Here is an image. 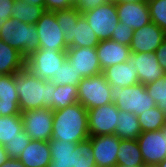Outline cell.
Segmentation results:
<instances>
[{"label":"cell","mask_w":166,"mask_h":167,"mask_svg":"<svg viewBox=\"0 0 166 167\" xmlns=\"http://www.w3.org/2000/svg\"><path fill=\"white\" fill-rule=\"evenodd\" d=\"M137 141L145 166H157L166 159V122L160 130L141 132Z\"/></svg>","instance_id":"cell-8"},{"label":"cell","mask_w":166,"mask_h":167,"mask_svg":"<svg viewBox=\"0 0 166 167\" xmlns=\"http://www.w3.org/2000/svg\"><path fill=\"white\" fill-rule=\"evenodd\" d=\"M72 0H45V11L64 10L74 7Z\"/></svg>","instance_id":"cell-37"},{"label":"cell","mask_w":166,"mask_h":167,"mask_svg":"<svg viewBox=\"0 0 166 167\" xmlns=\"http://www.w3.org/2000/svg\"><path fill=\"white\" fill-rule=\"evenodd\" d=\"M18 159L25 167H47L51 162L49 141L31 140Z\"/></svg>","instance_id":"cell-18"},{"label":"cell","mask_w":166,"mask_h":167,"mask_svg":"<svg viewBox=\"0 0 166 167\" xmlns=\"http://www.w3.org/2000/svg\"><path fill=\"white\" fill-rule=\"evenodd\" d=\"M14 83L21 113L39 108L52 109V95L56 85L51 81L39 79L24 67L14 74Z\"/></svg>","instance_id":"cell-1"},{"label":"cell","mask_w":166,"mask_h":167,"mask_svg":"<svg viewBox=\"0 0 166 167\" xmlns=\"http://www.w3.org/2000/svg\"><path fill=\"white\" fill-rule=\"evenodd\" d=\"M26 1L30 6L37 5L45 8V0H23Z\"/></svg>","instance_id":"cell-43"},{"label":"cell","mask_w":166,"mask_h":167,"mask_svg":"<svg viewBox=\"0 0 166 167\" xmlns=\"http://www.w3.org/2000/svg\"><path fill=\"white\" fill-rule=\"evenodd\" d=\"M117 165L146 167L137 139H121L117 151Z\"/></svg>","instance_id":"cell-24"},{"label":"cell","mask_w":166,"mask_h":167,"mask_svg":"<svg viewBox=\"0 0 166 167\" xmlns=\"http://www.w3.org/2000/svg\"><path fill=\"white\" fill-rule=\"evenodd\" d=\"M166 39V33L154 22L134 31L130 44L131 53L155 52Z\"/></svg>","instance_id":"cell-14"},{"label":"cell","mask_w":166,"mask_h":167,"mask_svg":"<svg viewBox=\"0 0 166 167\" xmlns=\"http://www.w3.org/2000/svg\"><path fill=\"white\" fill-rule=\"evenodd\" d=\"M67 60L83 79L102 73L95 47H73L66 51Z\"/></svg>","instance_id":"cell-12"},{"label":"cell","mask_w":166,"mask_h":167,"mask_svg":"<svg viewBox=\"0 0 166 167\" xmlns=\"http://www.w3.org/2000/svg\"><path fill=\"white\" fill-rule=\"evenodd\" d=\"M93 156L96 167L117 166V151L119 150V139L115 134L90 136Z\"/></svg>","instance_id":"cell-13"},{"label":"cell","mask_w":166,"mask_h":167,"mask_svg":"<svg viewBox=\"0 0 166 167\" xmlns=\"http://www.w3.org/2000/svg\"><path fill=\"white\" fill-rule=\"evenodd\" d=\"M81 80L82 78L77 74L74 67H71V63L66 60L58 70L57 75L49 81L54 85L78 86Z\"/></svg>","instance_id":"cell-32"},{"label":"cell","mask_w":166,"mask_h":167,"mask_svg":"<svg viewBox=\"0 0 166 167\" xmlns=\"http://www.w3.org/2000/svg\"><path fill=\"white\" fill-rule=\"evenodd\" d=\"M30 141L31 137L28 136L24 130H22L18 133L16 138L4 144L3 148L10 158L18 159Z\"/></svg>","instance_id":"cell-35"},{"label":"cell","mask_w":166,"mask_h":167,"mask_svg":"<svg viewBox=\"0 0 166 167\" xmlns=\"http://www.w3.org/2000/svg\"><path fill=\"white\" fill-rule=\"evenodd\" d=\"M38 37L39 49L67 51L65 35L56 21L55 12L45 11L35 24Z\"/></svg>","instance_id":"cell-9"},{"label":"cell","mask_w":166,"mask_h":167,"mask_svg":"<svg viewBox=\"0 0 166 167\" xmlns=\"http://www.w3.org/2000/svg\"><path fill=\"white\" fill-rule=\"evenodd\" d=\"M102 74L110 86L127 87L139 83L137 68L127 62L103 69Z\"/></svg>","instance_id":"cell-20"},{"label":"cell","mask_w":166,"mask_h":167,"mask_svg":"<svg viewBox=\"0 0 166 167\" xmlns=\"http://www.w3.org/2000/svg\"><path fill=\"white\" fill-rule=\"evenodd\" d=\"M119 22L125 23L134 31L151 22L148 3H116Z\"/></svg>","instance_id":"cell-16"},{"label":"cell","mask_w":166,"mask_h":167,"mask_svg":"<svg viewBox=\"0 0 166 167\" xmlns=\"http://www.w3.org/2000/svg\"><path fill=\"white\" fill-rule=\"evenodd\" d=\"M13 1L14 0H0V31L5 21L11 18Z\"/></svg>","instance_id":"cell-38"},{"label":"cell","mask_w":166,"mask_h":167,"mask_svg":"<svg viewBox=\"0 0 166 167\" xmlns=\"http://www.w3.org/2000/svg\"><path fill=\"white\" fill-rule=\"evenodd\" d=\"M155 55L166 74V39L161 43L160 47L155 51Z\"/></svg>","instance_id":"cell-40"},{"label":"cell","mask_w":166,"mask_h":167,"mask_svg":"<svg viewBox=\"0 0 166 167\" xmlns=\"http://www.w3.org/2000/svg\"><path fill=\"white\" fill-rule=\"evenodd\" d=\"M22 130L21 115L0 116V145L16 138Z\"/></svg>","instance_id":"cell-29"},{"label":"cell","mask_w":166,"mask_h":167,"mask_svg":"<svg viewBox=\"0 0 166 167\" xmlns=\"http://www.w3.org/2000/svg\"><path fill=\"white\" fill-rule=\"evenodd\" d=\"M73 167H96L89 138L77 143L75 147V165Z\"/></svg>","instance_id":"cell-33"},{"label":"cell","mask_w":166,"mask_h":167,"mask_svg":"<svg viewBox=\"0 0 166 167\" xmlns=\"http://www.w3.org/2000/svg\"><path fill=\"white\" fill-rule=\"evenodd\" d=\"M151 22H154L166 33V0L147 1Z\"/></svg>","instance_id":"cell-34"},{"label":"cell","mask_w":166,"mask_h":167,"mask_svg":"<svg viewBox=\"0 0 166 167\" xmlns=\"http://www.w3.org/2000/svg\"><path fill=\"white\" fill-rule=\"evenodd\" d=\"M116 3H138V2H146V0H116Z\"/></svg>","instance_id":"cell-44"},{"label":"cell","mask_w":166,"mask_h":167,"mask_svg":"<svg viewBox=\"0 0 166 167\" xmlns=\"http://www.w3.org/2000/svg\"><path fill=\"white\" fill-rule=\"evenodd\" d=\"M138 121L142 132L156 131L163 128L166 122V115L155 106L138 115Z\"/></svg>","instance_id":"cell-28"},{"label":"cell","mask_w":166,"mask_h":167,"mask_svg":"<svg viewBox=\"0 0 166 167\" xmlns=\"http://www.w3.org/2000/svg\"><path fill=\"white\" fill-rule=\"evenodd\" d=\"M23 130L31 140L50 141L53 130V110L39 108L21 113Z\"/></svg>","instance_id":"cell-10"},{"label":"cell","mask_w":166,"mask_h":167,"mask_svg":"<svg viewBox=\"0 0 166 167\" xmlns=\"http://www.w3.org/2000/svg\"><path fill=\"white\" fill-rule=\"evenodd\" d=\"M21 115L13 75H0V116Z\"/></svg>","instance_id":"cell-19"},{"label":"cell","mask_w":166,"mask_h":167,"mask_svg":"<svg viewBox=\"0 0 166 167\" xmlns=\"http://www.w3.org/2000/svg\"><path fill=\"white\" fill-rule=\"evenodd\" d=\"M141 132L142 130L138 121V116L131 112L120 110L115 135L119 139L135 140L139 137Z\"/></svg>","instance_id":"cell-25"},{"label":"cell","mask_w":166,"mask_h":167,"mask_svg":"<svg viewBox=\"0 0 166 167\" xmlns=\"http://www.w3.org/2000/svg\"><path fill=\"white\" fill-rule=\"evenodd\" d=\"M133 35V29H131L125 23L119 22L117 27L114 29V33L111 36V40L116 41L125 46H130Z\"/></svg>","instance_id":"cell-36"},{"label":"cell","mask_w":166,"mask_h":167,"mask_svg":"<svg viewBox=\"0 0 166 167\" xmlns=\"http://www.w3.org/2000/svg\"><path fill=\"white\" fill-rule=\"evenodd\" d=\"M0 167H25L19 159L9 158Z\"/></svg>","instance_id":"cell-41"},{"label":"cell","mask_w":166,"mask_h":167,"mask_svg":"<svg viewBox=\"0 0 166 167\" xmlns=\"http://www.w3.org/2000/svg\"><path fill=\"white\" fill-rule=\"evenodd\" d=\"M82 15L99 41L111 39L114 29L119 23L116 2L114 1H109L94 9L85 11Z\"/></svg>","instance_id":"cell-6"},{"label":"cell","mask_w":166,"mask_h":167,"mask_svg":"<svg viewBox=\"0 0 166 167\" xmlns=\"http://www.w3.org/2000/svg\"><path fill=\"white\" fill-rule=\"evenodd\" d=\"M119 112L114 102L88 109L89 136L115 134Z\"/></svg>","instance_id":"cell-11"},{"label":"cell","mask_w":166,"mask_h":167,"mask_svg":"<svg viewBox=\"0 0 166 167\" xmlns=\"http://www.w3.org/2000/svg\"><path fill=\"white\" fill-rule=\"evenodd\" d=\"M51 162L47 167H73L77 144L65 140L50 139Z\"/></svg>","instance_id":"cell-22"},{"label":"cell","mask_w":166,"mask_h":167,"mask_svg":"<svg viewBox=\"0 0 166 167\" xmlns=\"http://www.w3.org/2000/svg\"><path fill=\"white\" fill-rule=\"evenodd\" d=\"M95 48L102 70L127 62L131 55L130 46L122 45L111 39L99 41Z\"/></svg>","instance_id":"cell-17"},{"label":"cell","mask_w":166,"mask_h":167,"mask_svg":"<svg viewBox=\"0 0 166 167\" xmlns=\"http://www.w3.org/2000/svg\"><path fill=\"white\" fill-rule=\"evenodd\" d=\"M127 63H133L135 65L139 83L143 85L154 82L165 75L155 52L131 53L130 57L127 59Z\"/></svg>","instance_id":"cell-15"},{"label":"cell","mask_w":166,"mask_h":167,"mask_svg":"<svg viewBox=\"0 0 166 167\" xmlns=\"http://www.w3.org/2000/svg\"><path fill=\"white\" fill-rule=\"evenodd\" d=\"M26 59L20 52L0 39V75H13L25 67Z\"/></svg>","instance_id":"cell-23"},{"label":"cell","mask_w":166,"mask_h":167,"mask_svg":"<svg viewBox=\"0 0 166 167\" xmlns=\"http://www.w3.org/2000/svg\"><path fill=\"white\" fill-rule=\"evenodd\" d=\"M145 89L156 106L166 115V74L160 79L145 85Z\"/></svg>","instance_id":"cell-31"},{"label":"cell","mask_w":166,"mask_h":167,"mask_svg":"<svg viewBox=\"0 0 166 167\" xmlns=\"http://www.w3.org/2000/svg\"><path fill=\"white\" fill-rule=\"evenodd\" d=\"M110 91V100L119 110L136 116L156 106L142 83L127 87L110 86Z\"/></svg>","instance_id":"cell-4"},{"label":"cell","mask_w":166,"mask_h":167,"mask_svg":"<svg viewBox=\"0 0 166 167\" xmlns=\"http://www.w3.org/2000/svg\"><path fill=\"white\" fill-rule=\"evenodd\" d=\"M65 39L69 48L96 47L99 44V39L83 15L78 19L76 27L72 29V33L65 35Z\"/></svg>","instance_id":"cell-21"},{"label":"cell","mask_w":166,"mask_h":167,"mask_svg":"<svg viewBox=\"0 0 166 167\" xmlns=\"http://www.w3.org/2000/svg\"><path fill=\"white\" fill-rule=\"evenodd\" d=\"M89 137L87 109L79 102L53 111L51 139L77 144Z\"/></svg>","instance_id":"cell-2"},{"label":"cell","mask_w":166,"mask_h":167,"mask_svg":"<svg viewBox=\"0 0 166 167\" xmlns=\"http://www.w3.org/2000/svg\"><path fill=\"white\" fill-rule=\"evenodd\" d=\"M110 0H79L75 7L81 12H85L94 9L102 4L109 2Z\"/></svg>","instance_id":"cell-39"},{"label":"cell","mask_w":166,"mask_h":167,"mask_svg":"<svg viewBox=\"0 0 166 167\" xmlns=\"http://www.w3.org/2000/svg\"><path fill=\"white\" fill-rule=\"evenodd\" d=\"M2 27L0 39L20 52L25 59L39 50V37L35 24H26L10 18Z\"/></svg>","instance_id":"cell-3"},{"label":"cell","mask_w":166,"mask_h":167,"mask_svg":"<svg viewBox=\"0 0 166 167\" xmlns=\"http://www.w3.org/2000/svg\"><path fill=\"white\" fill-rule=\"evenodd\" d=\"M155 167H166V159L160 162L157 166Z\"/></svg>","instance_id":"cell-45"},{"label":"cell","mask_w":166,"mask_h":167,"mask_svg":"<svg viewBox=\"0 0 166 167\" xmlns=\"http://www.w3.org/2000/svg\"><path fill=\"white\" fill-rule=\"evenodd\" d=\"M77 89L78 102L87 110L111 103L110 85L102 73L83 78Z\"/></svg>","instance_id":"cell-5"},{"label":"cell","mask_w":166,"mask_h":167,"mask_svg":"<svg viewBox=\"0 0 166 167\" xmlns=\"http://www.w3.org/2000/svg\"><path fill=\"white\" fill-rule=\"evenodd\" d=\"M79 0H72V2L76 5Z\"/></svg>","instance_id":"cell-47"},{"label":"cell","mask_w":166,"mask_h":167,"mask_svg":"<svg viewBox=\"0 0 166 167\" xmlns=\"http://www.w3.org/2000/svg\"><path fill=\"white\" fill-rule=\"evenodd\" d=\"M45 12V8L37 5L30 6L26 1L14 0L11 11V18L26 24H36Z\"/></svg>","instance_id":"cell-26"},{"label":"cell","mask_w":166,"mask_h":167,"mask_svg":"<svg viewBox=\"0 0 166 167\" xmlns=\"http://www.w3.org/2000/svg\"><path fill=\"white\" fill-rule=\"evenodd\" d=\"M10 156L7 154V152L4 150L3 145H0V166L6 162Z\"/></svg>","instance_id":"cell-42"},{"label":"cell","mask_w":166,"mask_h":167,"mask_svg":"<svg viewBox=\"0 0 166 167\" xmlns=\"http://www.w3.org/2000/svg\"><path fill=\"white\" fill-rule=\"evenodd\" d=\"M54 12L56 21L64 35L72 33V29L76 27L78 19L82 16V13L75 6L64 10H56Z\"/></svg>","instance_id":"cell-30"},{"label":"cell","mask_w":166,"mask_h":167,"mask_svg":"<svg viewBox=\"0 0 166 167\" xmlns=\"http://www.w3.org/2000/svg\"><path fill=\"white\" fill-rule=\"evenodd\" d=\"M78 86L56 85L52 95V110H59L78 102Z\"/></svg>","instance_id":"cell-27"},{"label":"cell","mask_w":166,"mask_h":167,"mask_svg":"<svg viewBox=\"0 0 166 167\" xmlns=\"http://www.w3.org/2000/svg\"><path fill=\"white\" fill-rule=\"evenodd\" d=\"M113 167H134V166L117 165V166H113Z\"/></svg>","instance_id":"cell-46"},{"label":"cell","mask_w":166,"mask_h":167,"mask_svg":"<svg viewBox=\"0 0 166 167\" xmlns=\"http://www.w3.org/2000/svg\"><path fill=\"white\" fill-rule=\"evenodd\" d=\"M66 60V51L39 49L26 58L25 67L39 79L48 81L57 75Z\"/></svg>","instance_id":"cell-7"}]
</instances>
